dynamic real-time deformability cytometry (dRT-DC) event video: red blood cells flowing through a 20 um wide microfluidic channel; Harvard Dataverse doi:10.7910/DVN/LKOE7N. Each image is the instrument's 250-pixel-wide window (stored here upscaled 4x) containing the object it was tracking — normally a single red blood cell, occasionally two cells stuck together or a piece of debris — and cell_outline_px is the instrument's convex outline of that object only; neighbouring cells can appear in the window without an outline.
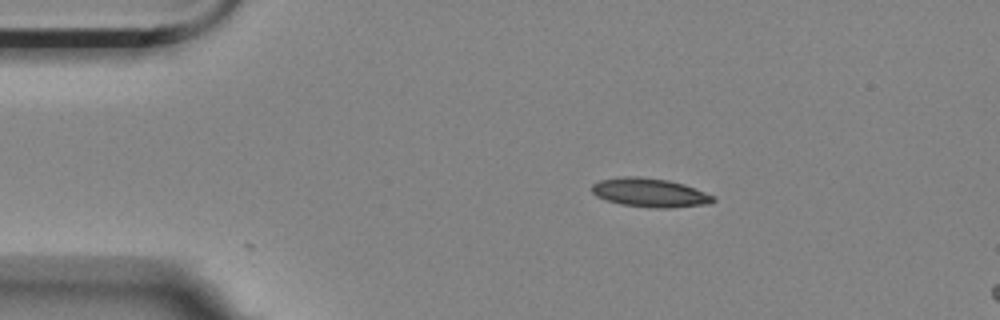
{"species": "Egyptian fruit bat (a non-hibernating species)", "species_latin": "Rousettus aegyptiacus", "temperature_condition": "room temperature", "stored_images_in_passage": 22, "camera_frame_rate_fps": 3000, "um_per_image_px": 0.085, "animal": {"sex": "female"}, "frame": {"image": 1, "passage_image": 1, "time_ms": 0.0, "image_size_px": [1000, 320], "cell_outline_px": [[716, 200], [712, 204], [668, 208], [656, 208], [620, 204], [596, 196], [592, 192], [592, 184], [600, 180], [620, 176], [640, 176], [668, 180], [684, 184], [716, 196]], "centroid_in_image_um": [55.28, 16.37], "position_along_channel_um": 29.7, "area_um2": 20.58}}
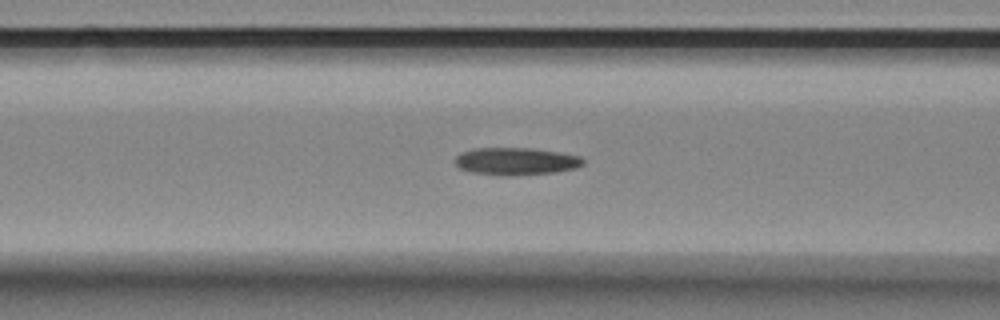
{"frame": {"image": 2, "passage_image": 13, "time_ms": 4.0, "image_size_px": [1000, 320], "cell_outline_px": [[584, 164], [576, 168], [556, 172], [472, 172], [460, 168], [456, 164], [456, 156], [460, 152], [476, 148], [532, 148], [560, 152], [580, 156], [584, 160]], "centroid_in_image_um": [43.91, 13.64], "position_along_channel_um": 122.7, "area_um2": 19.25}}
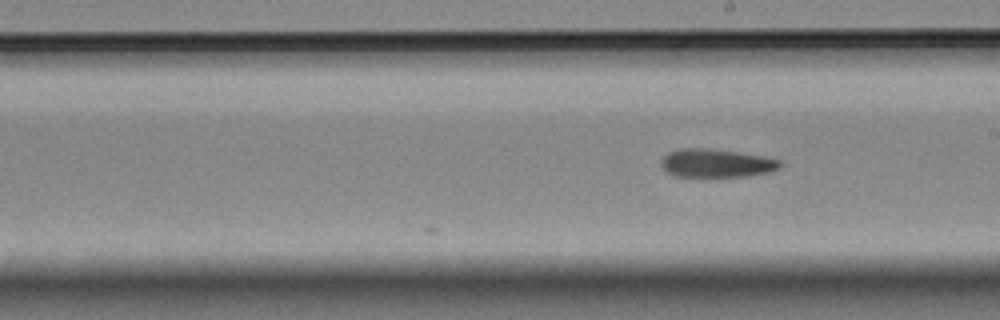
{"frame": {"image": 3, "passage_image": 22, "time_ms": 7.0, "image_size_px": [1000, 320], "cell_outline_px": [[780, 168], [768, 172], [744, 176], [676, 176], [668, 172], [660, 164], [660, 160], [668, 152], [680, 148], [708, 148], [764, 156], [780, 160]], "centroid_in_image_um": [60.86, 13.85], "position_along_channel_um": 228.1, "area_um2": 19.42}}